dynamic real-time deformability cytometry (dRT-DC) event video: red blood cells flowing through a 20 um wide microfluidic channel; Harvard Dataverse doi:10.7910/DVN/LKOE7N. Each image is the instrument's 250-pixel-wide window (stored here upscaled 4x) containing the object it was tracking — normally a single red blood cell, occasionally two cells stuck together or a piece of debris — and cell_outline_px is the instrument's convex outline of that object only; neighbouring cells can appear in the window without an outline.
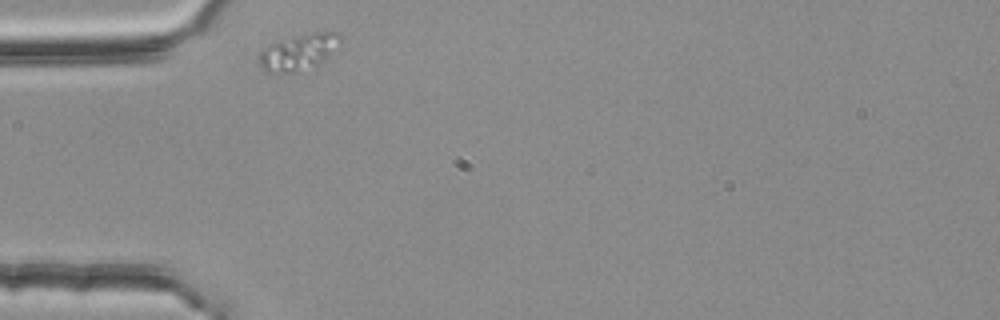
{"species": "common noctule bat (a hibernating species)", "species_latin": "Nyctalus noctula", "temperature_condition": "room temperature", "stored_images_in_passage": 32, "camera_frame_rate_fps": 3000, "um_per_image_px": 0.085, "animal": {"sex": "female", "body_mass_g": 25.1}, "frame": {"image": 1, "passage_image": 1, "time_ms": 0.0, "image_size_px": [1000, 320], "cell_outline_px": [[344, 40], [316, 72], [264, 72], [260, 68], [260, 52], [264, 48], [272, 44], [292, 36], [316, 32], [340, 32], [344, 36]], "centroid_in_image_um": [25.52, 4.47], "position_along_channel_um": 59.5, "area_um2": 18.09}}